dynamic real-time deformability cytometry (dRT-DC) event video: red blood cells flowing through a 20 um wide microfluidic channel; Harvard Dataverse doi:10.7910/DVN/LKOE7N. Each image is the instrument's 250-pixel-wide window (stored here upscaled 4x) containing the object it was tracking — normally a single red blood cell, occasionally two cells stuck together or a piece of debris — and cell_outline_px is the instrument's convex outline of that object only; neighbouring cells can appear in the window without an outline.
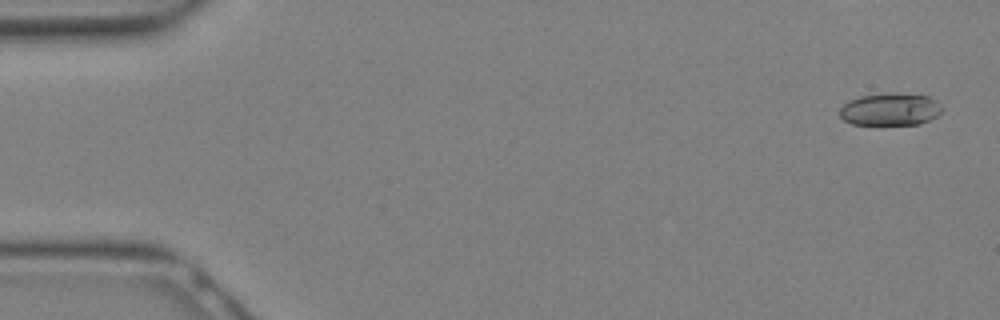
{"species": "Egyptian fruit bat (a non-hibernating species)", "species_latin": "Rousettus aegyptiacus", "temperature_condition": "warm", "stored_images_in_passage": 6, "camera_frame_rate_fps": 3000, "um_per_image_px": 0.085, "animal": {"sex": "female"}, "frame": {"image": 1, "passage_image": 2, "time_ms": 0.333, "image_size_px": [1000, 320], "cell_outline_px": [[944, 108], [936, 116], [920, 124], [880, 128], [876, 128], [852, 124], [844, 120], [840, 116], [840, 108], [848, 100], [860, 96], [928, 96], [936, 100]], "centroid_in_image_um": [75.63, 9.41], "position_along_channel_um": 9.4, "area_um2": 19.42}}